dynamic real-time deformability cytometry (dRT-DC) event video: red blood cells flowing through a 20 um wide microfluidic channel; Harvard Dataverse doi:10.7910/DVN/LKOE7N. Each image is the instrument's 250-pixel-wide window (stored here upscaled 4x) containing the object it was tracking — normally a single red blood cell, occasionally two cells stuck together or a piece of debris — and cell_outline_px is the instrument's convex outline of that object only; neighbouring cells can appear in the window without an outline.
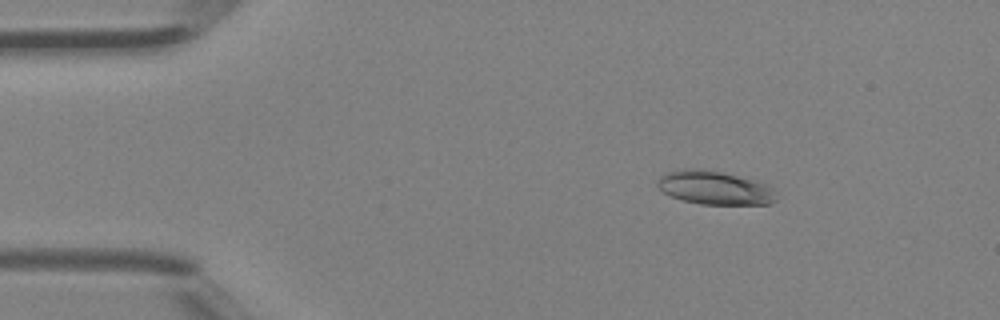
{"species": "Egyptian fruit bat (a non-hibernating species)", "species_latin": "Rousettus aegyptiacus", "temperature_condition": "room temperature", "stored_images_in_passage": 3, "camera_frame_rate_fps": 3000, "um_per_image_px": 0.085, "animal": {"sex": "female"}, "frame": {"image": 1, "passage_image": 1, "time_ms": 0.0, "image_size_px": [1000, 320], "cell_outline_px": [[776, 200], [768, 204], [700, 204], [680, 200], [664, 192], [656, 184], [656, 180], [660, 176], [668, 172], [680, 168], [700, 168], [720, 172], [756, 180], [768, 184], [776, 188]], "centroid_in_image_um": [60.76, 15.95], "position_along_channel_um": 24.2, "area_um2": 23.52}}